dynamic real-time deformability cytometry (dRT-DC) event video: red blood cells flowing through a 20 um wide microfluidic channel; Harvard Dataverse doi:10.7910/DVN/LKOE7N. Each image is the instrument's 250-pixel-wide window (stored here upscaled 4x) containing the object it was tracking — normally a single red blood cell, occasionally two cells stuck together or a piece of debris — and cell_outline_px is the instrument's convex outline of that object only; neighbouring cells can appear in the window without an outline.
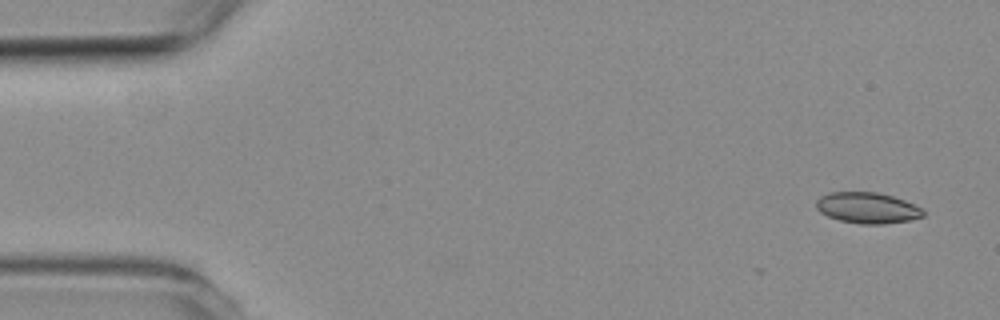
{"species": "common noctule bat (a hibernating species)", "species_latin": "Nyctalus noctula", "temperature_condition": "room temperature", "stored_images_in_passage": 5, "camera_frame_rate_fps": 3000, "um_per_image_px": 0.085, "animal": {"sex": "female", "body_mass_g": 19.3, "forearm_length_mm": 54.1}, "frame": {"image": 1, "passage_image": 1, "time_ms": 0.0, "image_size_px": [1000, 320], "cell_outline_px": [[924, 216], [908, 220], [884, 224], [860, 224], [840, 220], [828, 216], [820, 212], [816, 208], [816, 200], [820, 196], [828, 192], [876, 192], [892, 196], [904, 200], [920, 208], [924, 212]], "centroid_in_image_um": [73.68, 17.66], "position_along_channel_um": 11.3, "area_um2": 19.19}}
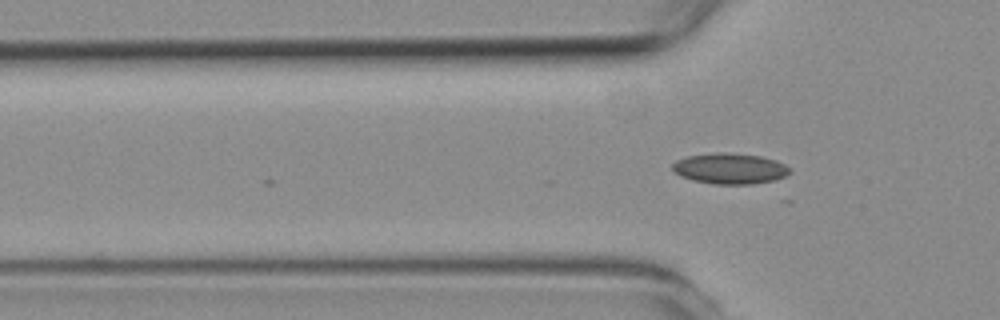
{"frame": {"image": 2, "passage_image": 5, "time_ms": 4.333, "image_size_px": [1000, 320], "cell_outline_px": [[792, 172], [776, 180], [752, 184], [712, 184], [692, 180], [680, 176], [672, 168], [672, 164], [676, 160], [688, 156], [716, 152], [724, 152], [760, 156], [776, 160], [792, 168]], "centroid_in_image_um": [62.06, 14.33], "position_along_channel_um": 63.7, "area_um2": 21.15}}